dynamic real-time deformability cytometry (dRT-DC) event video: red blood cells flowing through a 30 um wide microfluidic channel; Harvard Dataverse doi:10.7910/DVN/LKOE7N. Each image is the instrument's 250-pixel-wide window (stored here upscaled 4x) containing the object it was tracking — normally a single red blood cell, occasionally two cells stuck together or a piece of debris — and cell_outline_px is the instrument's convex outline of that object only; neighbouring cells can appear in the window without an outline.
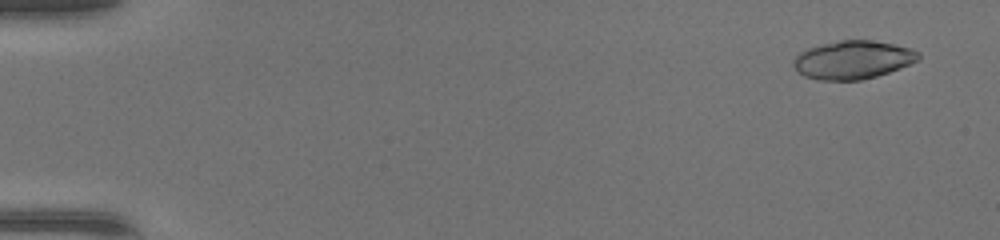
{"species": "common noctule bat (a hibernating species)", "species_latin": "Nyctalus noctula", "temperature_condition": "warm", "stored_images_in_passage": 47, "camera_frame_rate_fps": 3000, "um_per_image_px": 0.085, "animal": {"sex": "female", "body_mass_g": 17.0, "forearm_length_mm": 48.0}, "frame": {"image": 1, "passage_image": 3, "time_ms": 0.667, "image_size_px": [1000, 240], "cell_outline_px": [[920, 60], [900, 68], [876, 76], [860, 80], [816, 80], [804, 76], [792, 64], [792, 60], [800, 52], [808, 48], [820, 44], [840, 40], [872, 40], [912, 48], [920, 52]], "centroid_in_image_um": [72.5, 5.08], "position_along_channel_um": 12.5, "area_um2": 27.98}}
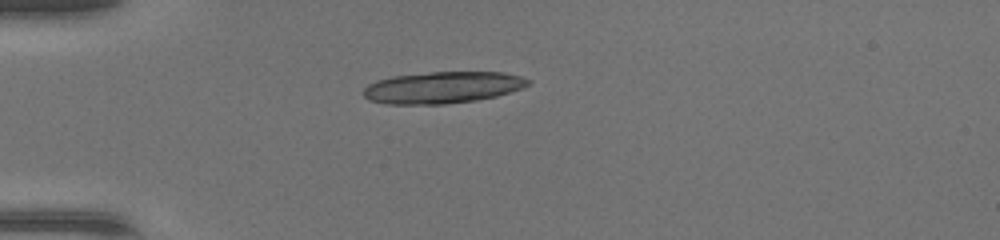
{"frame": {"image": 2, "passage_image": 14, "time_ms": 4.333, "image_size_px": [1000, 240], "cell_outline_px": [[532, 84], [524, 88], [512, 92], [496, 96], [476, 100], [444, 104], [388, 104], [368, 100], [364, 96], [364, 88], [368, 84], [376, 80], [392, 76], [432, 72], [504, 72], [520, 76], [532, 80]], "centroid_in_image_um": [37.66, 7.43], "position_along_channel_um": 47.3, "area_um2": 30.63}}